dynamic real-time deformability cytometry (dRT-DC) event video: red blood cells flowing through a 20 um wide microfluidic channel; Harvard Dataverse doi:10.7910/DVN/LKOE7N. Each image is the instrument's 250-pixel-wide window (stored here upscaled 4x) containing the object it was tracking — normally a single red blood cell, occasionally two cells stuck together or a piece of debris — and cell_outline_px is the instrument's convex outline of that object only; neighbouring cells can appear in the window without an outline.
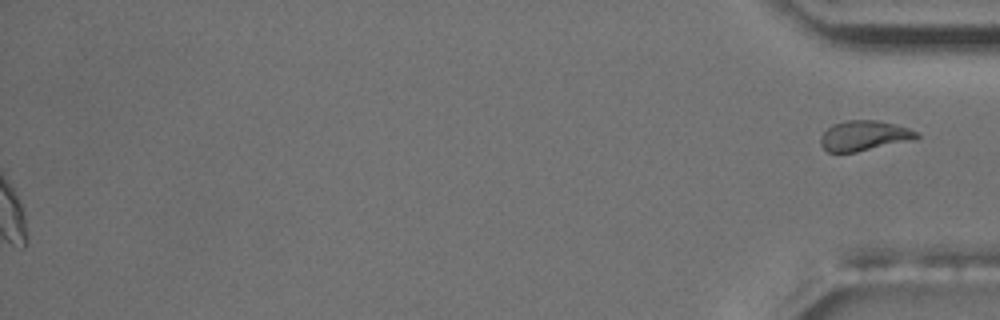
{"species": "common noctule bat (a hibernating species)", "species_latin": "Nyctalus noctula", "temperature_condition": "room temperature", "stored_images_in_passage": 58, "segment_of_instrument_passage": [2, 2], "camera_frame_rate_fps": 3000, "um_per_image_px": 0.085, "animal": {"sex": "male", "body_mass_g": 17.5, "forearm_length_mm": 52.3}, "frame": {"image": 1, "passage_image": 58, "time_ms": 19.0, "image_size_px": [1000, 320], "cell_outline_px": [[920, 136], [912, 140], [856, 152], [828, 152], [820, 144], [820, 136], [832, 124], [844, 120], [876, 120], [896, 124], [920, 132]], "centroid_in_image_um": [73.45, 11.52], "position_along_channel_um": 361.7, "area_um2": 16.94}}